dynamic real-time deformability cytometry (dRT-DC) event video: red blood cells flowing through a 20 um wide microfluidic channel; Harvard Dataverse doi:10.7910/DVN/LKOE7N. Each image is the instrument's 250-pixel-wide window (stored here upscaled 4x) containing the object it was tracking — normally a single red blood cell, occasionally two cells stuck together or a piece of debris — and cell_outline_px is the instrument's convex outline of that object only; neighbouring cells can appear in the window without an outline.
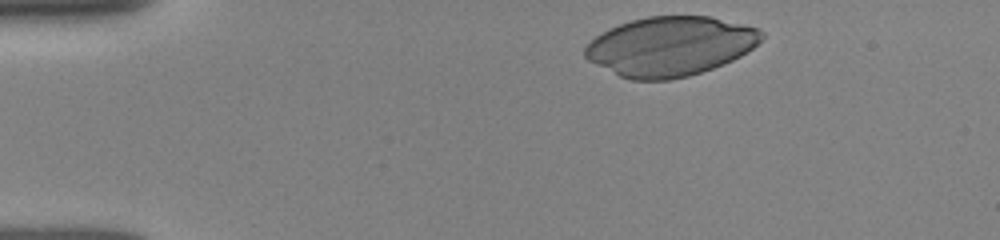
{"species": "human", "species_latin": "Homo sapiens", "temperature_condition": "room temperature", "stored_images_in_passage": 6, "camera_frame_rate_fps": 3000, "um_per_image_px": 0.085, "donor": {"sex": "female"}, "frame": {"image": 1, "passage_image": 1, "time_ms": 0.0, "image_size_px": [1000, 240], "cell_outline_px": [[764, 36], [752, 48], [740, 56], [724, 64], [688, 76], [668, 80], [632, 80], [620, 76], [588, 60], [584, 56], [584, 48], [596, 36], [608, 28], [632, 20], [648, 16], [708, 16], [756, 28], [764, 32]], "centroid_in_image_um": [56.95, 3.94], "position_along_channel_um": 28.1, "area_um2": 60.57}}